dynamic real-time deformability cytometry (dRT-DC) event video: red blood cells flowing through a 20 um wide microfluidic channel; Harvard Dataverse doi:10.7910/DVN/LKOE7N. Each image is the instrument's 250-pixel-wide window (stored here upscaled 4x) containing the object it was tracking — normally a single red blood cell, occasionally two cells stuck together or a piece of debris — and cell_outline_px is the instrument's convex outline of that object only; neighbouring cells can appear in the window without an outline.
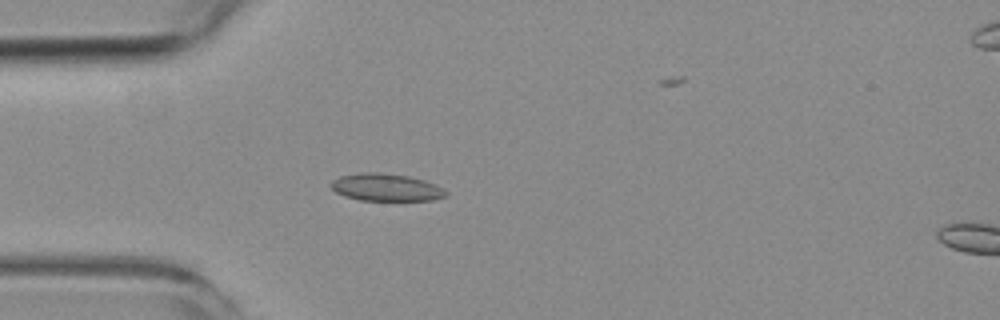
{"species": "common noctule bat (a hibernating species)", "species_latin": "Nyctalus noctula", "temperature_condition": "room temperature", "stored_images_in_passage": 2, "camera_frame_rate_fps": 3000, "um_per_image_px": 0.085, "animal": {"sex": "female", "body_mass_g": 19.3, "forearm_length_mm": 54.1}, "frame": {"image": 1, "passage_image": 1, "time_ms": 0.0, "image_size_px": [1000, 320], "cell_outline_px": [[448, 196], [432, 200], [360, 200], [344, 196], [336, 192], [328, 184], [332, 180], [340, 176], [364, 172], [380, 172], [408, 176], [424, 180], [436, 184], [444, 188], [448, 192]], "centroid_in_image_um": [32.83, 15.92], "position_along_channel_um": 52.2, "area_um2": 18.5}}